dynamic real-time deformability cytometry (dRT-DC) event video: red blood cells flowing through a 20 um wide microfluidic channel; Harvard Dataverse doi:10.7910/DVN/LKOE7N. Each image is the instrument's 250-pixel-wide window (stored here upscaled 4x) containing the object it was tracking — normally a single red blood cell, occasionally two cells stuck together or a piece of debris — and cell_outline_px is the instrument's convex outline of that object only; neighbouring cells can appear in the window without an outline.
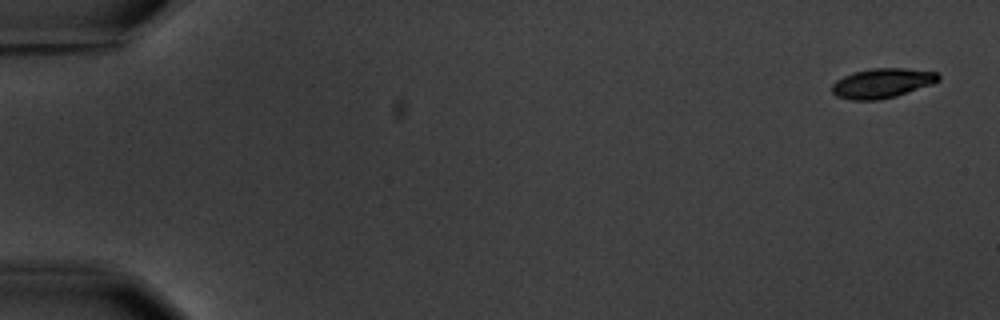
{"species": "common noctule bat (a hibernating species)", "species_latin": "Nyctalus noctula", "temperature_condition": "warm", "stored_images_in_passage": 10, "camera_frame_rate_fps": 3000, "um_per_image_px": 0.085, "animal": {"sex": "male", "body_mass_g": 20.1, "forearm_length_mm": 53.5}, "frame": {"image": 1, "passage_image": 1, "time_ms": 0.0, "image_size_px": [1000, 320], "cell_outline_px": [[940, 80], [932, 84], [896, 96], [880, 100], [852, 100], [836, 96], [832, 92], [832, 84], [836, 80], [852, 72], [872, 68], [904, 68], [936, 72], [940, 76]], "centroid_in_image_um": [74.97, 7.07], "position_along_channel_um": 10.0, "area_um2": 18.44}}
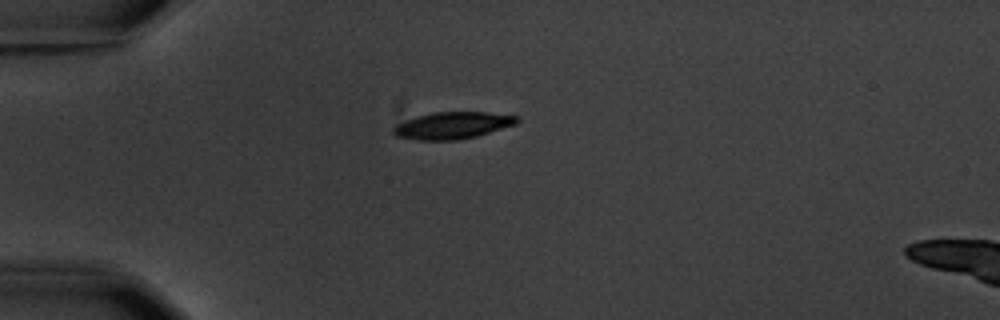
{"frame": {"image": 2, "passage_image": 5, "time_ms": 4.667, "image_size_px": [1000, 320], "cell_outline_px": [[520, 120], [516, 124], [476, 136], [456, 140], [416, 140], [396, 136], [392, 132], [392, 128], [396, 124], [404, 120], [416, 116], [432, 112], [488, 112], [520, 116]], "centroid_in_image_um": [38.45, 10.65], "position_along_channel_um": 46.6, "area_um2": 19.54}}
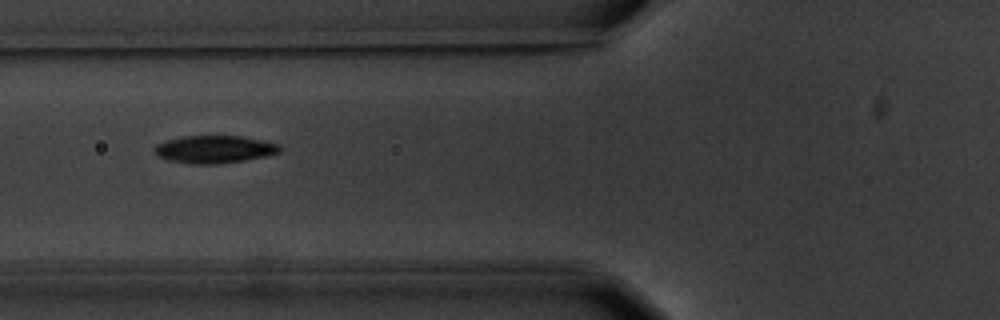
{"frame": {"image": 3, "passage_image": 7, "time_ms": 7.0, "image_size_px": [1000, 320], "cell_outline_px": [[284, 148], [280, 152], [268, 156], [244, 160], [216, 164], [192, 164], [168, 160], [156, 156], [156, 144], [164, 140], [180, 136], [240, 136], [280, 144]], "centroid_in_image_um": [18.24, 12.69], "position_along_channel_um": 107.6, "area_um2": 20.29}}